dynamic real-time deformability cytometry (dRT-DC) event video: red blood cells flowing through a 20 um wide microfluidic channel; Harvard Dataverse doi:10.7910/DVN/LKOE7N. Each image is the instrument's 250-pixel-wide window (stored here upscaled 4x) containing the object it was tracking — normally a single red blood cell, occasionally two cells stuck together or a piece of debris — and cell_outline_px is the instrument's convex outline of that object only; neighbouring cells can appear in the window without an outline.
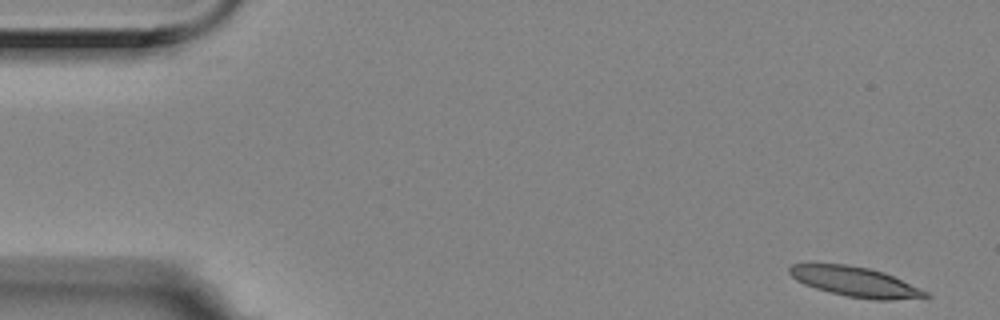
{"species": "Egyptian fruit bat (a non-hibernating species)", "species_latin": "Rousettus aegyptiacus", "temperature_condition": "room temperature", "stored_images_in_passage": 4, "camera_frame_rate_fps": 3000, "um_per_image_px": 0.085, "animal": {"sex": "female"}, "frame": {"image": 1, "passage_image": 1, "time_ms": 0.0, "image_size_px": [1000, 320], "cell_outline_px": [[932, 296], [892, 300], [872, 300], [848, 296], [828, 292], [804, 284], [796, 280], [788, 272], [788, 268], [792, 264], [844, 264], [868, 268], [884, 272], [920, 288], [928, 292]], "centroid_in_image_um": [72.69, 23.95], "position_along_channel_um": 12.3, "area_um2": 23.52}}